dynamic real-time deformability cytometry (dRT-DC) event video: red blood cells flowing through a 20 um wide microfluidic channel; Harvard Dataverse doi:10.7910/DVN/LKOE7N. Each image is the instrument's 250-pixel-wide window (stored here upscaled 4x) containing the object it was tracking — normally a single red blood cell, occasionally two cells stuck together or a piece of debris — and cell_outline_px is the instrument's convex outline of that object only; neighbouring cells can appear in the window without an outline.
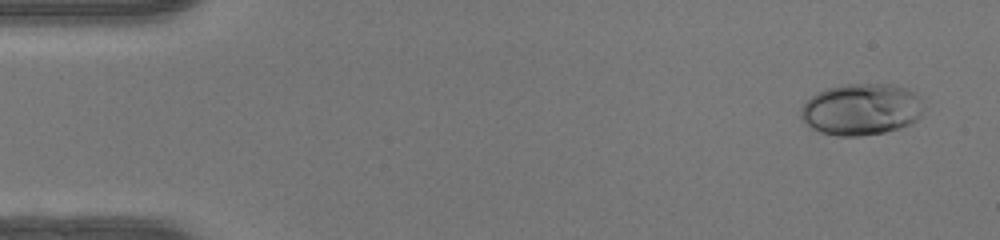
{"species": "human", "species_latin": "Homo sapiens", "temperature_condition": "warm", "stored_images_in_passage": 48, "camera_frame_rate_fps": 3000, "um_per_image_px": 0.085, "donor": {"sex": "female"}, "frame": {"image": 1, "passage_image": 2, "time_ms": 0.333, "image_size_px": [1000, 240], "cell_outline_px": [[920, 116], [916, 120], [900, 128], [884, 132], [860, 136], [836, 136], [820, 132], [812, 128], [800, 120], [800, 108], [816, 92], [840, 84], [888, 84], [908, 88], [916, 92], [920, 96]], "centroid_in_image_um": [73.17, 9.29], "position_along_channel_um": 11.8, "area_um2": 37.05}}
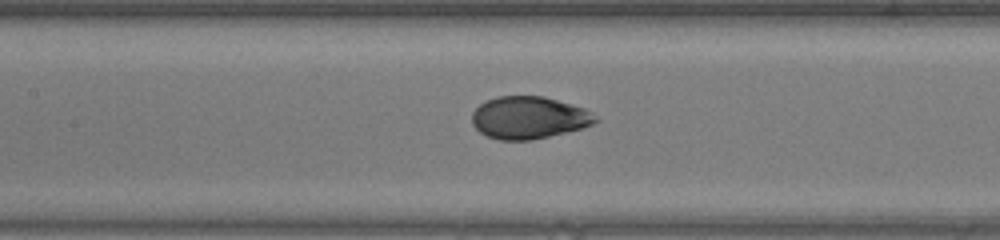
{"frame": {"image": 2, "passage_image": 22, "time_ms": 7.0, "image_size_px": [1000, 240], "cell_outline_px": [[600, 120], [584, 128], [568, 132], [532, 140], [500, 140], [488, 136], [480, 132], [472, 124], [472, 112], [484, 100], [496, 96], [544, 96], [584, 108], [592, 112]], "centroid_in_image_um": [44.96, 10.0], "position_along_channel_um": 162.4, "area_um2": 30.69}}
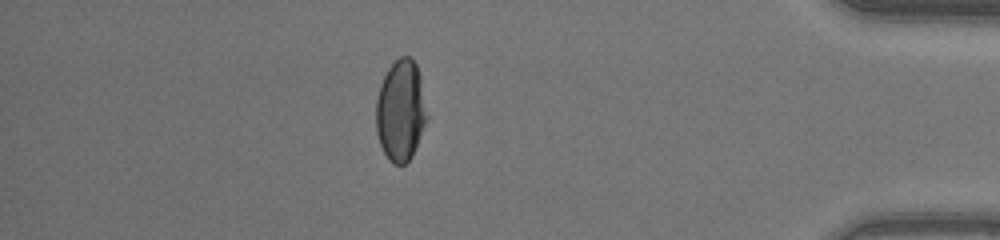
{"frame": {"image": 3, "passage_image": 42, "time_ms": 13.667, "image_size_px": [1000, 240], "cell_outline_px": [[428, 120], [412, 156], [404, 164], [392, 164], [388, 160], [380, 144], [376, 132], [376, 100], [380, 84], [388, 68], [400, 56], [412, 56], [416, 64], [420, 76], [428, 116]], "centroid_in_image_um": [34.06, 9.4], "position_along_channel_um": 401.1, "area_um2": 30.29}, "authors_computed_cell_mechanics": {"area_um2": 31.212, "velocity_mm_per_s": 4.2306, "shape_relaxation_time_tau1_ms": 4.747, "shape_relaxation_time_tau2_ms": null, "deformation_change_tau1": 0.2024, "deformation_change_tau2": null}}